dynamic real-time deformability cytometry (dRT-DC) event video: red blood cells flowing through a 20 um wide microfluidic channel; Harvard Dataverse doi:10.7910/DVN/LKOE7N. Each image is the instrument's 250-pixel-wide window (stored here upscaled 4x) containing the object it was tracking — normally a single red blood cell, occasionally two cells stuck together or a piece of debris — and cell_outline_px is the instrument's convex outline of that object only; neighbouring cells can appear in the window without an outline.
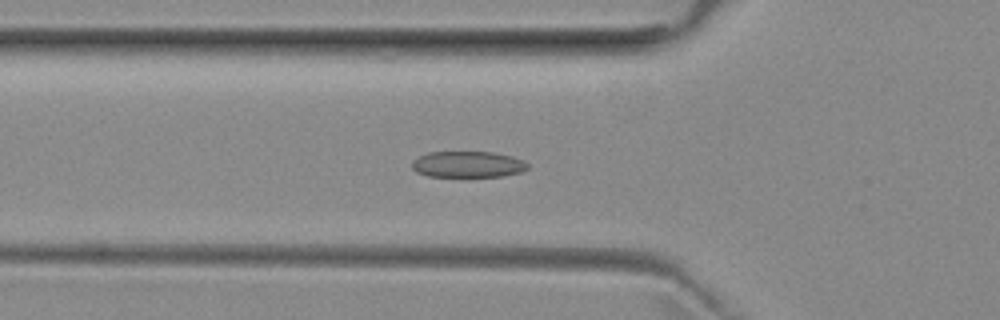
{"species": "common noctule bat (a hibernating species)", "species_latin": "Nyctalus noctula", "temperature_condition": "room temperature", "stored_images_in_passage": 52, "camera_frame_rate_fps": 3000, "um_per_image_px": 0.085, "animal": {"sex": "female", "body_mass_g": 29.2, "forearm_length_mm": 56.3}, "frame": {"image": 1, "passage_image": 18, "time_ms": 5.667, "image_size_px": [1000, 320], "cell_outline_px": [[528, 168], [520, 172], [504, 176], [428, 176], [416, 172], [412, 168], [412, 160], [428, 152], [492, 152], [512, 156], [524, 160], [528, 164]], "centroid_in_image_um": [39.77, 13.96], "position_along_channel_um": 86.0, "area_um2": 17.63}}
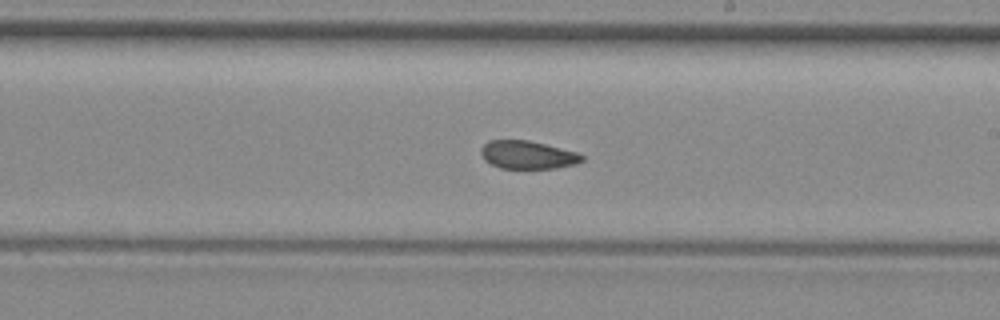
{"frame": {"image": 2, "passage_image": 30, "time_ms": 9.667, "image_size_px": [1000, 320], "cell_outline_px": [[584, 160], [576, 164], [556, 168], [500, 168], [484, 160], [480, 152], [480, 148], [488, 140], [528, 140], [576, 152], [584, 156]], "centroid_in_image_um": [44.83, 13.16], "position_along_channel_um": 244.2, "area_um2": 16.47}}
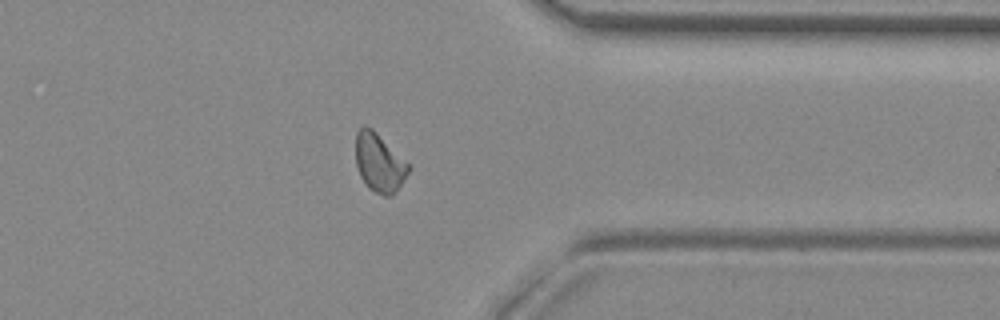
{"frame": {"image": 3, "passage_image": 41, "time_ms": 13.333, "image_size_px": [1000, 320], "cell_outline_px": [[412, 168], [392, 196], [384, 196], [368, 188], [360, 176], [356, 164], [356, 132], [360, 128], [372, 128]], "centroid_in_image_um": [32.23, 13.87], "position_along_channel_um": 379.2, "area_um2": 17.63}, "authors_computed_cell_mechanics": {"area_um2": 17.8602, "velocity_mm_per_s": 3.9478, "shape_relaxation_time_tau1_ms": null, "shape_relaxation_time_tau2_ms": 1.4352, "deformation_change_tau1": null, "deformation_change_tau2": 0.0621}}